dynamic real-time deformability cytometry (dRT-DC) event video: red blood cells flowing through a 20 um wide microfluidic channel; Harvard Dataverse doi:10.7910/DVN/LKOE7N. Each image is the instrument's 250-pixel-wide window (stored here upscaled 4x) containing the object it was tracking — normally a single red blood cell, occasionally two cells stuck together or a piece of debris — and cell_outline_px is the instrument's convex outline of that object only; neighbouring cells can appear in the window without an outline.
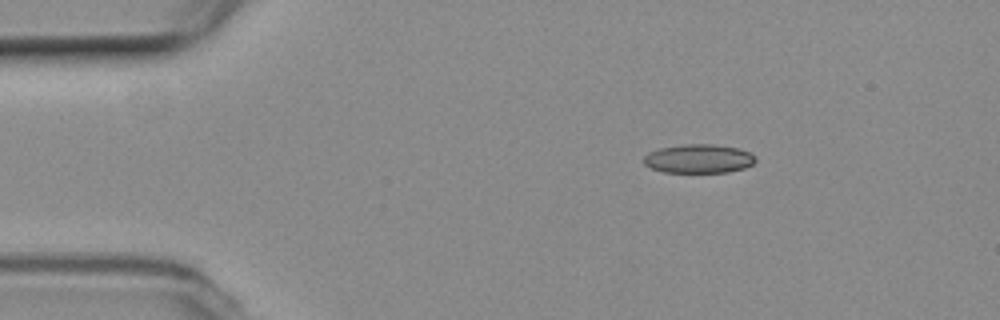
{"species": "common noctule bat (a hibernating species)", "species_latin": "Nyctalus noctula", "temperature_condition": "room temperature", "stored_images_in_passage": 47, "camera_frame_rate_fps": 3000, "um_per_image_px": 0.085, "animal": {"sex": "female", "body_mass_g": 19.3, "forearm_length_mm": 54.1}, "frame": {"image": 1, "passage_image": 1, "time_ms": 0.0, "image_size_px": [1000, 320], "cell_outline_px": [[756, 160], [752, 164], [744, 168], [728, 172], [664, 172], [652, 168], [644, 164], [644, 156], [648, 152], [660, 148], [684, 144], [712, 144], [740, 148], [748, 152]], "centroid_in_image_um": [59.37, 13.48], "position_along_channel_um": 25.6, "area_um2": 18.67}}
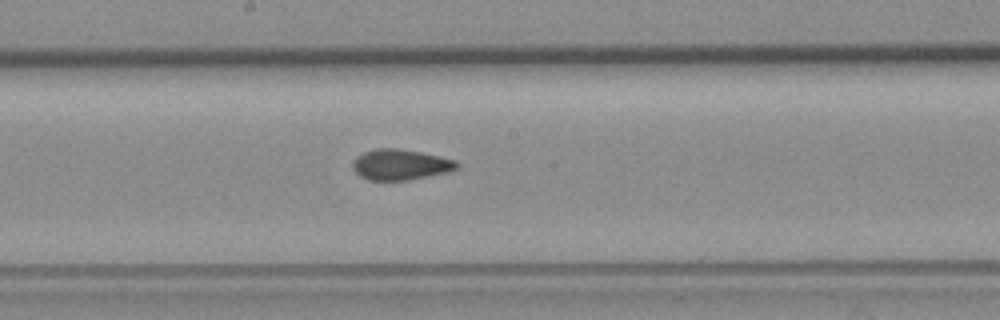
{"frame": {"image": 2, "passage_image": 21, "time_ms": 6.667, "image_size_px": [1000, 320], "cell_outline_px": [[460, 164], [456, 168], [448, 172], [408, 180], [368, 180], [360, 176], [352, 168], [352, 164], [356, 156], [364, 152], [376, 148], [396, 148], [420, 152], [440, 156], [456, 160]], "centroid_in_image_um": [34.03, 13.99], "position_along_channel_um": 214.2, "area_um2": 18.61}}
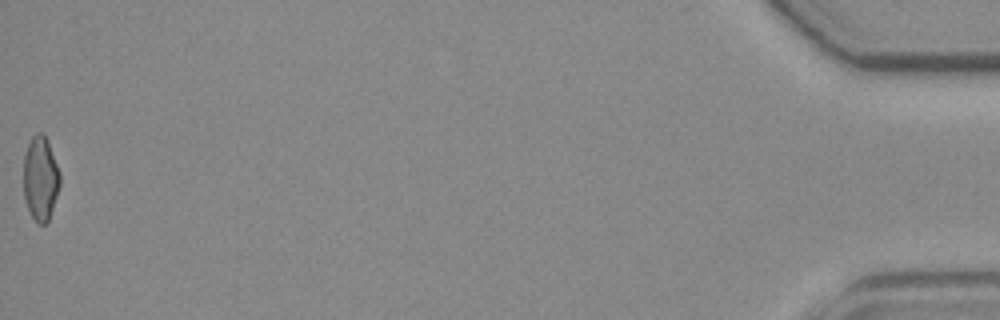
{"frame": {"image": 3, "passage_image": 47, "time_ms": 15.333, "image_size_px": [1000, 320], "cell_outline_px": [[60, 184], [48, 220], [44, 224], [40, 224], [32, 216], [28, 208], [24, 196], [24, 156], [28, 144], [32, 136], [36, 132], [44, 132], [48, 140], [60, 172]], "centroid_in_image_um": [3.44, 15.1], "position_along_channel_um": 431.8, "area_um2": 17.74}, "authors_computed_cell_mechanics": {"area_um2": 18.6116, "velocity_mm_per_s": 3.767, "shape_relaxation_time_tau1_ms": null, "shape_relaxation_time_tau2_ms": 1.6874, "deformation_change_tau1": null, "deformation_change_tau2": 0.0736}}